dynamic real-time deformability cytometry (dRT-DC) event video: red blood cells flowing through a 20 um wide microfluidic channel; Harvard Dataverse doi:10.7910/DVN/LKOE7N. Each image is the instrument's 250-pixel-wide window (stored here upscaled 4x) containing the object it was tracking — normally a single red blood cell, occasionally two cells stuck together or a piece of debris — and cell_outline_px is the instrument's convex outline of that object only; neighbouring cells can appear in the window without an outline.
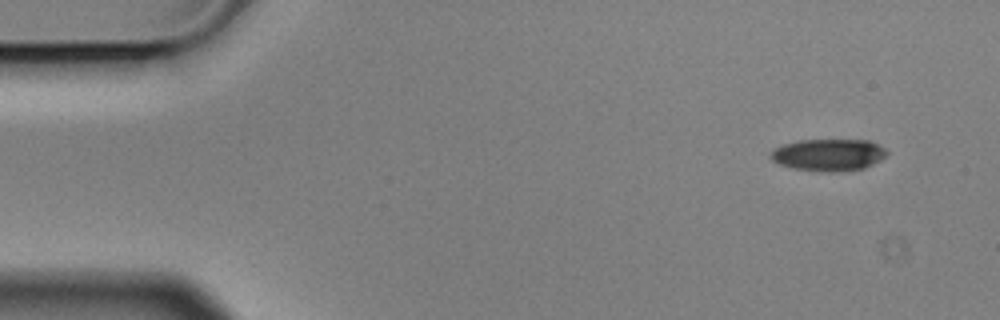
{"species": "Egyptian fruit bat (a non-hibernating species)", "species_latin": "Rousettus aegyptiacus", "temperature_condition": "cold", "stored_images_in_passage": 4, "camera_frame_rate_fps": 3000, "um_per_image_px": 0.085, "animal": {"sex": "male"}, "frame": {"image": 1, "passage_image": 1, "time_ms": 0.0, "image_size_px": [1000, 320], "cell_outline_px": [[888, 152], [880, 160], [864, 168], [840, 172], [828, 172], [792, 168], [780, 164], [772, 160], [768, 156], [776, 148], [784, 144], [800, 140], [868, 140], [884, 148]], "centroid_in_image_um": [70.42, 13.17], "position_along_channel_um": 14.6, "area_um2": 21.5}}
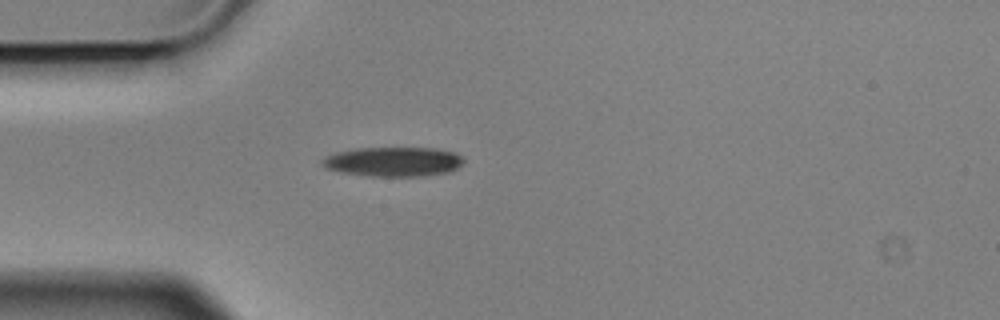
{"frame": {"image": 2, "passage_image": 4, "time_ms": 1.0, "image_size_px": [1000, 320], "cell_outline_px": [[464, 164], [452, 172], [424, 176], [368, 176], [340, 172], [324, 168], [320, 164], [320, 160], [324, 156], [336, 152], [356, 148], [436, 148], [456, 152], [464, 156]], "centroid_in_image_um": [33.46, 13.74], "position_along_channel_um": 51.5, "area_um2": 24.91}}